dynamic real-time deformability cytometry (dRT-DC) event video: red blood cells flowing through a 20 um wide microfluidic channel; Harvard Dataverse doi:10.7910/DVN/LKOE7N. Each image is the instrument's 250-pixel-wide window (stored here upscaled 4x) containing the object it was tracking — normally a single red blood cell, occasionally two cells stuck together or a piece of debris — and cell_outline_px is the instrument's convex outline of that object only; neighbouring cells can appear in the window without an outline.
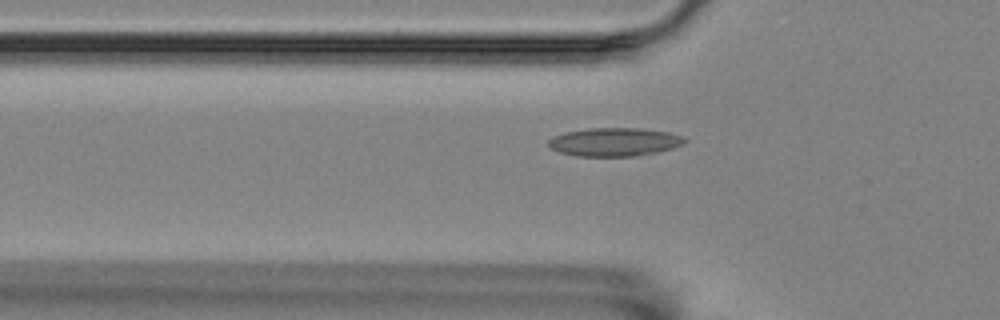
{"species": "Egyptian fruit bat (a non-hibernating species)", "species_latin": "Rousettus aegyptiacus", "temperature_condition": "room temperature", "stored_images_in_passage": 51, "camera_frame_rate_fps": 3000, "um_per_image_px": 0.085, "animal": {"sex": "female"}, "frame": {"image": 1, "passage_image": 19, "time_ms": 6.0, "image_size_px": [1000, 320], "cell_outline_px": [[688, 140], [684, 144], [672, 148], [656, 152], [632, 156], [576, 156], [560, 152], [552, 148], [548, 144], [548, 140], [552, 136], [564, 132], [588, 128], [640, 128], [668, 132], [684, 136]], "centroid_in_image_um": [52.23, 12.06], "position_along_channel_um": 73.6, "area_um2": 22.6}}
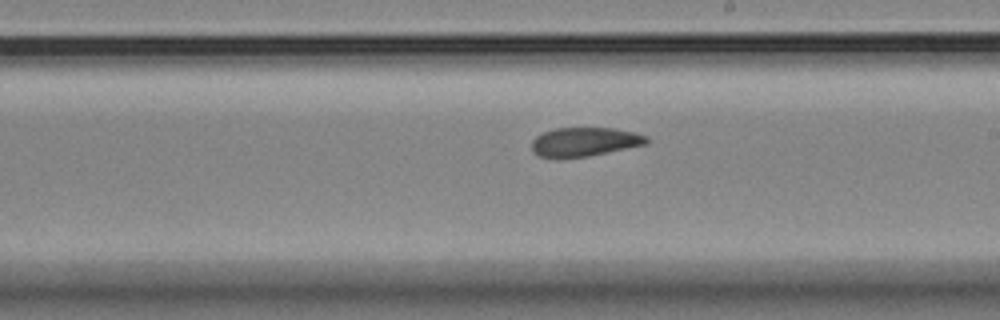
{"frame": {"image": 2, "passage_image": 33, "time_ms": 10.667, "image_size_px": [1000, 320], "cell_outline_px": [[648, 140], [644, 144], [588, 156], [560, 160], [552, 160], [540, 156], [532, 152], [532, 140], [536, 136], [544, 132], [556, 128], [612, 128], [632, 132], [648, 136]], "centroid_in_image_um": [49.58, 12.09], "position_along_channel_um": 239.4, "area_um2": 19.54}}
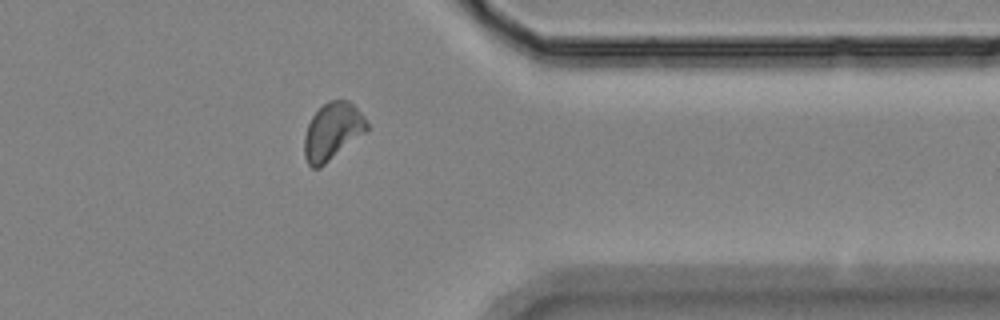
{"frame": {"image": 3, "passage_image": 46, "time_ms": 15.0, "image_size_px": [1000, 320], "cell_outline_px": [[368, 128], [364, 132], [320, 168], [312, 168], [308, 164], [304, 156], [304, 136], [308, 124], [312, 116], [328, 100], [348, 100], [364, 116], [368, 124]], "centroid_in_image_um": [28.23, 11.16], "position_along_channel_um": 383.2, "area_um2": 20.46}}